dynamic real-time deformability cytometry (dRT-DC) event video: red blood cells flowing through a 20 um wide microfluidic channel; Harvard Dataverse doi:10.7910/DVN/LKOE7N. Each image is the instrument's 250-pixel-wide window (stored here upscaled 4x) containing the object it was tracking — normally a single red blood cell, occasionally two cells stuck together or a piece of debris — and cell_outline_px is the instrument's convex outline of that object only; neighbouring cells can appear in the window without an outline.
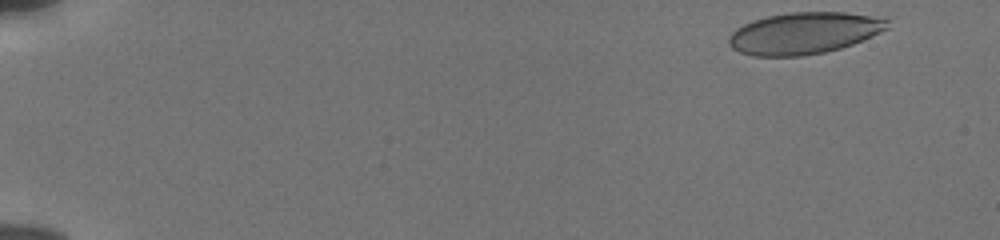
{"species": "human", "species_latin": "Homo sapiens", "temperature_condition": "cold", "stored_images_in_passage": 51, "camera_frame_rate_fps": 3000, "um_per_image_px": 0.085, "donor": {"sex": "male"}, "frame": {"image": 1, "passage_image": 1, "time_ms": 0.0, "image_size_px": [1000, 240], "cell_outline_px": [[888, 28], [880, 32], [852, 44], [840, 48], [824, 52], [800, 56], [752, 56], [740, 52], [732, 48], [728, 44], [728, 36], [736, 28], [752, 20], [768, 16], [788, 12], [844, 12], [884, 16], [888, 20]], "centroid_in_image_um": [68.34, 2.8], "position_along_channel_um": 16.7, "area_um2": 38.73}}
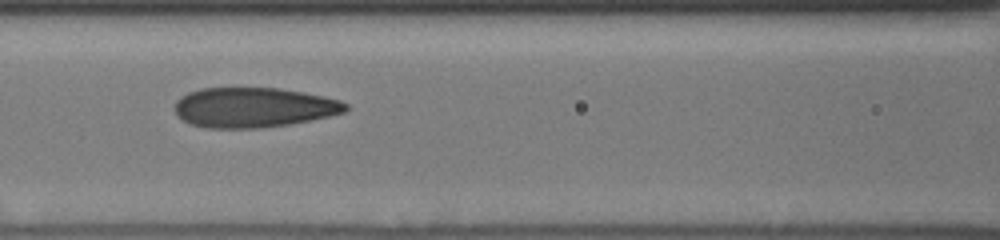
{"frame": {"image": 2, "passage_image": 23, "time_ms": 7.333, "image_size_px": [1000, 240], "cell_outline_px": [[348, 108], [344, 112], [328, 116], [288, 124], [260, 128], [204, 128], [188, 124], [176, 116], [176, 100], [180, 96], [188, 92], [200, 88], [280, 88], [304, 92], [324, 96], [340, 100], [348, 104]], "centroid_in_image_um": [21.51, 9.13], "position_along_channel_um": 145.1, "area_um2": 39.94}}
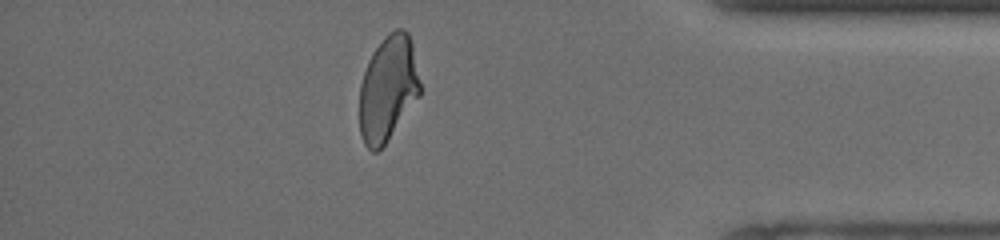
{"frame": {"image": 3, "passage_image": 45, "time_ms": 14.667, "image_size_px": [1000, 240], "cell_outline_px": [[420, 96], [384, 144], [376, 152], [372, 152], [364, 144], [360, 136], [360, 84], [368, 60], [372, 52], [388, 32], [396, 28], [404, 28], [408, 32], [412, 44], [420, 84]], "centroid_in_image_um": [32.97, 7.5], "position_along_channel_um": 402.2, "area_um2": 37.11}, "authors_computed_cell_mechanics": {"area_um2": 39.304, "velocity_mm_per_s": 3.8462, "shape_relaxation_time_tau1_ms": 3.8886, "shape_relaxation_time_tau2_ms": 1.0138, "deformation_change_tau1": 0.1403, "deformation_change_tau2": 0.0795}}